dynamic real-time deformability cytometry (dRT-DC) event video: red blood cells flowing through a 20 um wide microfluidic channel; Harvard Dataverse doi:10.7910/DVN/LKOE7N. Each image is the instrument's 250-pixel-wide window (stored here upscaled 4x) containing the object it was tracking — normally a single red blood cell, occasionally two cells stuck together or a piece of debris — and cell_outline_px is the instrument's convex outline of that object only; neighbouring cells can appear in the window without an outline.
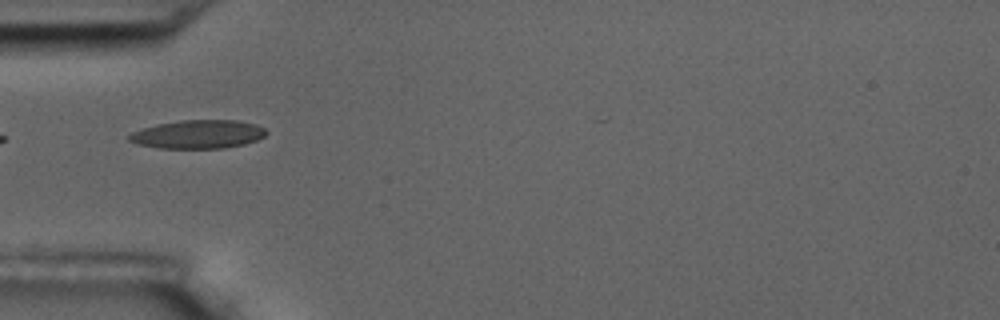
{"species": "common noctule bat (a hibernating species)", "species_latin": "Nyctalus noctula", "temperature_condition": "room temperature", "stored_images_in_passage": 9, "camera_frame_rate_fps": 3000, "um_per_image_px": 0.085, "animal": {"sex": "male", "body_mass_g": 17.5, "forearm_length_mm": 52.3}, "frame": {"image": 1, "passage_image": 3, "time_ms": 2.333, "image_size_px": [1000, 320], "cell_outline_px": [[268, 132], [264, 136], [256, 140], [244, 144], [224, 148], [160, 148], [136, 144], [128, 140], [128, 136], [132, 132], [156, 124], [180, 120], [236, 120], [256, 124], [264, 128]], "centroid_in_image_um": [16.83, 11.41], "position_along_channel_um": 68.2, "area_um2": 22.77}}
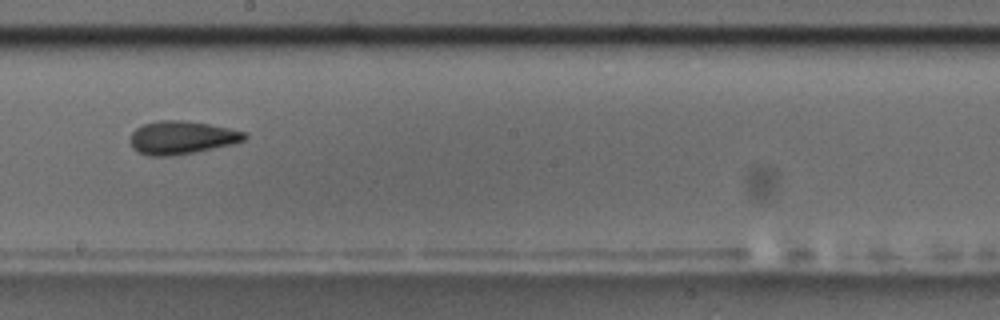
{"frame": {"image": 2, "passage_image": 7, "time_ms": 7.0, "image_size_px": [1000, 320], "cell_outline_px": [[248, 136], [244, 140], [232, 144], [196, 152], [172, 156], [148, 156], [136, 152], [132, 148], [128, 140], [128, 136], [136, 128], [144, 124], [160, 120], [184, 120], [208, 124], [228, 128], [244, 132]], "centroid_in_image_um": [15.37, 11.71], "position_along_channel_um": 232.8, "area_um2": 22.31}}
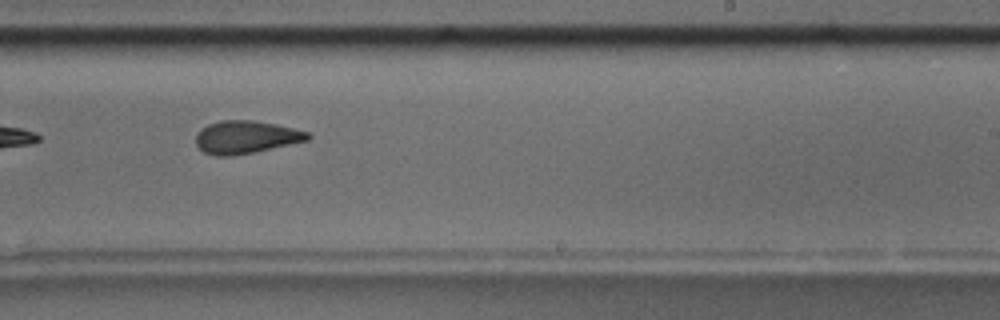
{"frame": {"image": 3, "passage_image": 8, "time_ms": 8.0, "image_size_px": [1000, 320], "cell_outline_px": [[312, 136], [308, 140], [252, 152], [232, 156], [216, 156], [204, 152], [196, 144], [196, 136], [208, 124], [220, 120], [252, 120], [276, 124], [308, 132]], "centroid_in_image_um": [20.9, 11.65], "position_along_channel_um": 268.1, "area_um2": 21.04}}